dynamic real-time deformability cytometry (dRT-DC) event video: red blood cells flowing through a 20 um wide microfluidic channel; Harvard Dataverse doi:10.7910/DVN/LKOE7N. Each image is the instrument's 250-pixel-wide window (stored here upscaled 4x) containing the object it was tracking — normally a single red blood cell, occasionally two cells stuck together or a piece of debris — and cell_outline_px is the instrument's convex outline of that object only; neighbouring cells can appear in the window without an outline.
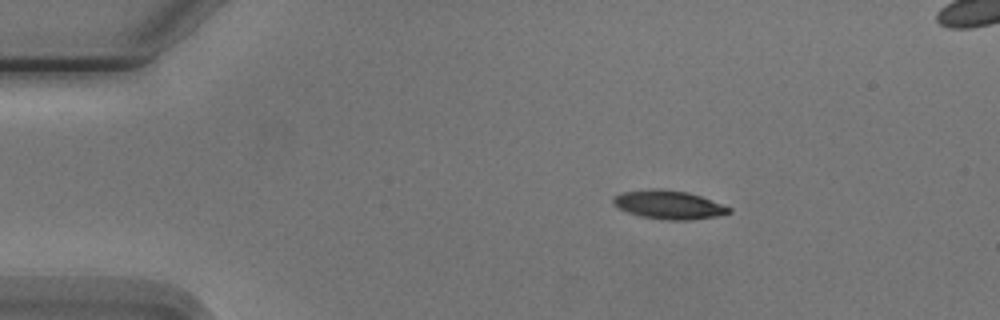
{"species": "Egyptian fruit bat (a non-hibernating species)", "species_latin": "Rousettus aegyptiacus", "temperature_condition": "cold", "stored_images_in_passage": 4, "camera_frame_rate_fps": 3000, "um_per_image_px": 0.085, "animal": {"sex": "male"}, "frame": {"image": 1, "passage_image": 2, "time_ms": 1.333, "image_size_px": [1000, 320], "cell_outline_px": [[732, 212], [716, 216], [688, 220], [668, 220], [644, 216], [628, 212], [612, 204], [612, 196], [620, 192], [648, 188], [664, 188], [688, 192], [700, 196], [732, 208]], "centroid_in_image_um": [56.8, 17.37], "position_along_channel_um": 28.2, "area_um2": 19.36}}